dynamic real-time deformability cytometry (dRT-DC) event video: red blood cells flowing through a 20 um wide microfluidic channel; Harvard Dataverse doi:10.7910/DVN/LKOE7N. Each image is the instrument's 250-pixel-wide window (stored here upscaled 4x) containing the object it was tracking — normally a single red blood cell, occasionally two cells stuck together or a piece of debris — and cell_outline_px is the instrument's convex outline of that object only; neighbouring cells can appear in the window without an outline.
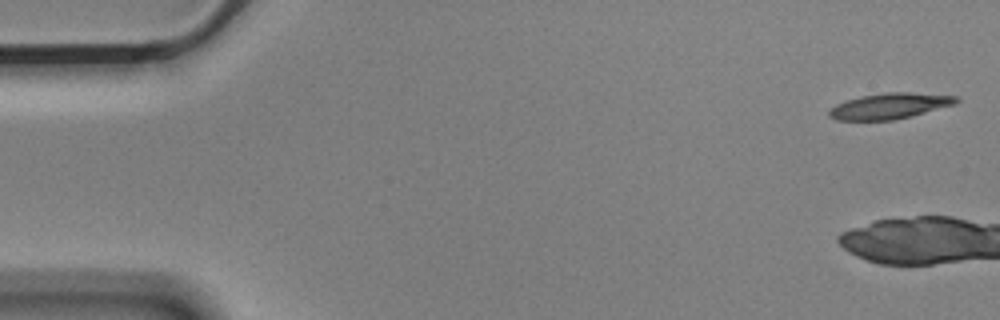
{"species": "Egyptian fruit bat (a non-hibernating species)", "species_latin": "Rousettus aegyptiacus", "temperature_condition": "cold", "stored_images_in_passage": 6, "camera_frame_rate_fps": 3000, "um_per_image_px": 0.085, "animal": {"sex": "male"}, "frame": {"image": 1, "passage_image": 1, "time_ms": 0.0, "image_size_px": [1000, 320], "cell_outline_px": [[960, 100], [956, 104], [912, 116], [892, 120], [836, 120], [828, 116], [828, 108], [836, 104], [860, 96], [884, 92], [908, 92], [956, 96]], "centroid_in_image_um": [75.6, 9.01], "position_along_channel_um": 9.4, "area_um2": 19.19}}
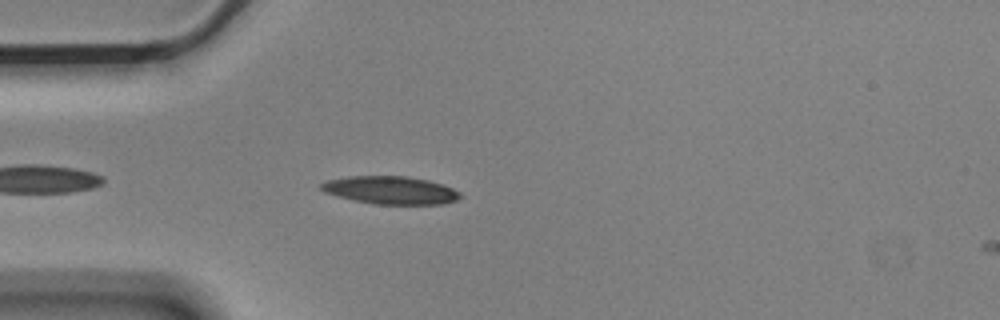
{"frame": {"image": 2, "passage_image": 6, "time_ms": 1.667, "image_size_px": [1000, 320], "cell_outline_px": [[460, 196], [456, 200], [444, 204], [372, 204], [352, 200], [324, 192], [320, 188], [320, 184], [328, 180], [348, 176], [404, 176], [428, 180], [444, 184], [460, 192]], "centroid_in_image_um": [33.19, 16.16], "position_along_channel_um": 51.8, "area_um2": 22.6}}